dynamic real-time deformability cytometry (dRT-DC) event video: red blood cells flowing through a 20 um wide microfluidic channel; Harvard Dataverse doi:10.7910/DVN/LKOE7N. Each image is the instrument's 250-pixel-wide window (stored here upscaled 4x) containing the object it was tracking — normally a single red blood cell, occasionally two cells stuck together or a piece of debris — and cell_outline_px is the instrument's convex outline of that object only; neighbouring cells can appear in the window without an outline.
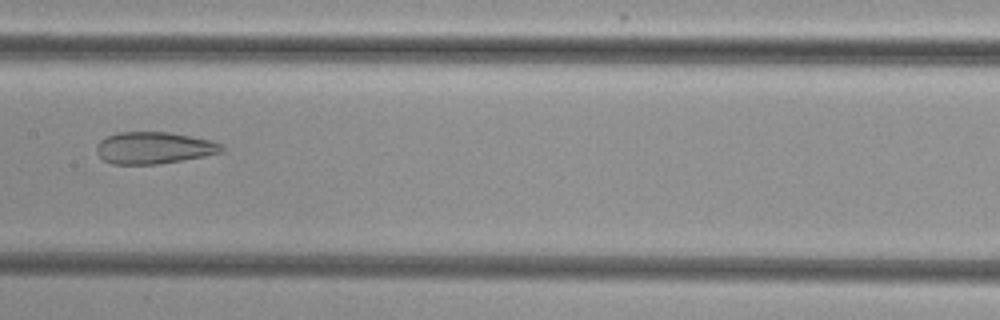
{"species": "common noctule bat (a hibernating species)", "species_latin": "Nyctalus noctula", "temperature_condition": "cold", "stored_images_in_passage": 5, "camera_frame_rate_fps": 3000, "um_per_image_px": 0.085, "animal": {"sex": "female", "body_mass_g": 29.2, "forearm_length_mm": 56.3}, "frame": {"image": 1, "passage_image": 5, "time_ms": 4.667, "image_size_px": [1000, 320], "cell_outline_px": [[224, 152], [204, 156], [156, 164], [112, 164], [104, 160], [96, 152], [96, 144], [100, 140], [116, 132], [168, 132], [212, 140], [220, 144], [224, 148]], "centroid_in_image_um": [13.07, 12.56], "position_along_channel_um": 194.3, "area_um2": 23.18}}